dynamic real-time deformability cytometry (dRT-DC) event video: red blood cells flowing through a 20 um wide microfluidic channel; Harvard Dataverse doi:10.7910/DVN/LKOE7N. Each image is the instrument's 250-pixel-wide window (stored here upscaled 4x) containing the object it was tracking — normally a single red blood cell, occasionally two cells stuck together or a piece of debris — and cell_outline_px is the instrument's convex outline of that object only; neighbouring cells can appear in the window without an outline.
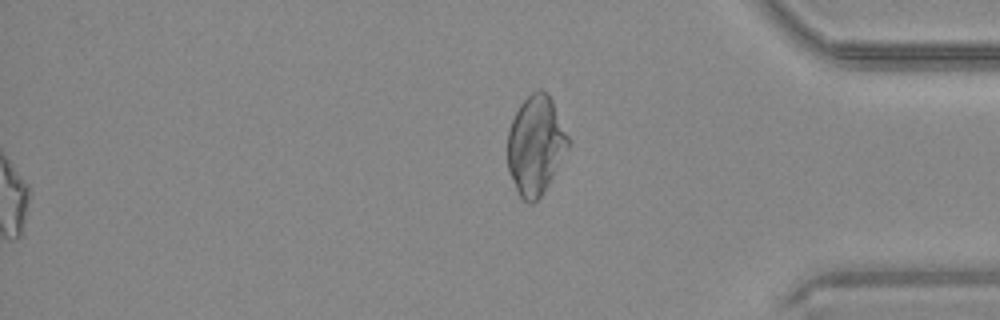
{"species": "common noctule bat (a hibernating species)", "species_latin": "Nyctalus noctula", "temperature_condition": "warm", "stored_images_in_passage": 49, "segment_of_instrument_passage": [2, 2], "camera_frame_rate_fps": 3000, "um_per_image_px": 0.085, "animal": {"sex": "male", "body_mass_g": 20.4}, "frame": {"image": 1, "passage_image": 49, "time_ms": 16.0, "image_size_px": [1000, 320], "cell_outline_px": [[568, 148], [544, 192], [532, 204], [528, 204], [520, 196], [508, 172], [508, 132], [512, 120], [520, 104], [532, 92], [540, 88], [548, 92], [552, 100], [568, 136]], "centroid_in_image_um": [45.52, 12.34], "position_along_channel_um": 389.7, "area_um2": 34.62}}